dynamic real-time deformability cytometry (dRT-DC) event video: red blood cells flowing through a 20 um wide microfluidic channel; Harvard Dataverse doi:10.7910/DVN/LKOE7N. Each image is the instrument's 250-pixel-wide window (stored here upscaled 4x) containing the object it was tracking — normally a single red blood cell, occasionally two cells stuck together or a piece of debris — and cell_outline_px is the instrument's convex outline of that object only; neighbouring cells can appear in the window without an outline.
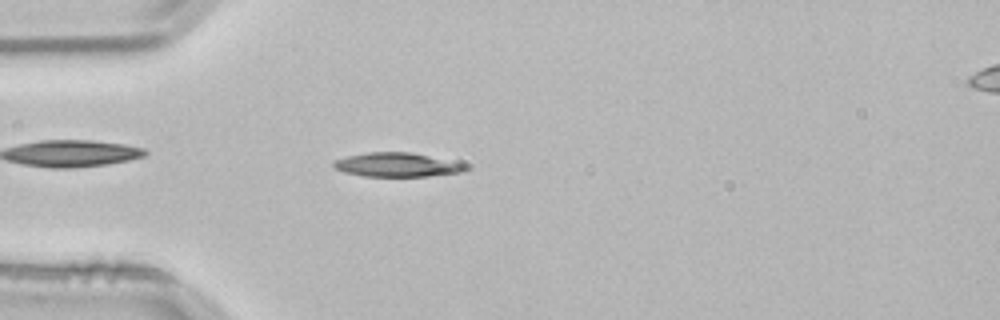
{"species": "common noctule bat (a hibernating species)", "species_latin": "Nyctalus noctula", "temperature_condition": "room temperature", "stored_images_in_passage": 42, "camera_frame_rate_fps": 3000, "um_per_image_px": 0.085, "animal": {"sex": "male", "body_mass_g": 21.5, "forearm_length_mm": 52.0}, "frame": {"image": 1, "passage_image": 3, "time_ms": 0.667, "image_size_px": [1000, 320], "cell_outline_px": [[468, 168], [460, 172], [428, 176], [364, 176], [344, 172], [336, 168], [332, 164], [336, 160], [348, 156], [368, 152], [408, 152], [428, 156], [464, 164]], "centroid_in_image_um": [33.7, 14.01], "position_along_channel_um": 51.3, "area_um2": 17.98}}
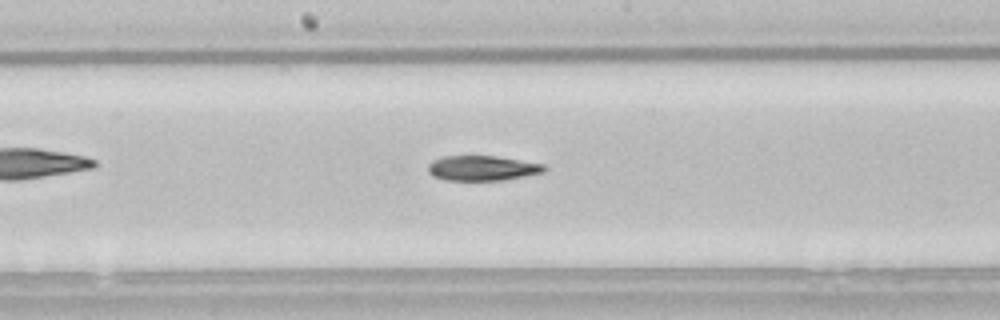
{"frame": {"image": 2, "passage_image": 16, "time_ms": 5.0, "image_size_px": [1000, 320], "cell_outline_px": [[548, 168], [544, 172], [524, 176], [500, 180], [444, 180], [432, 176], [428, 172], [428, 164], [432, 160], [444, 156], [496, 156], [544, 164]], "centroid_in_image_um": [40.97, 14.29], "position_along_channel_um": 207.2, "area_um2": 16.94}}
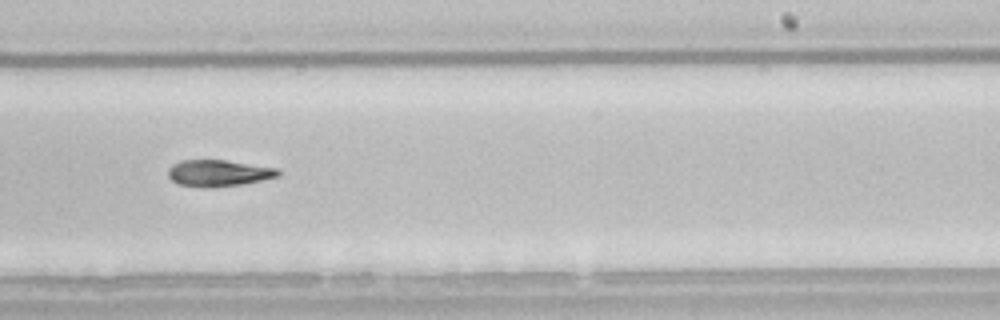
{"frame": {"image": 3, "passage_image": 21, "time_ms": 6.667, "image_size_px": [1000, 320], "cell_outline_px": [[280, 176], [240, 184], [212, 188], [200, 188], [180, 184], [172, 180], [168, 176], [168, 168], [172, 164], [180, 160], [224, 160], [280, 168]], "centroid_in_image_um": [18.56, 14.71], "position_along_channel_um": 270.4, "area_um2": 17.11}, "authors_computed_cell_mechanics": {"area_um2": 17.5134, "velocity_mm_per_s": 3.8264, "shape_relaxation_time_tau1_ms": 10.4155, "shape_relaxation_time_tau2_ms": null, "deformation_change_tau1": 0.2192, "deformation_change_tau2": null}}